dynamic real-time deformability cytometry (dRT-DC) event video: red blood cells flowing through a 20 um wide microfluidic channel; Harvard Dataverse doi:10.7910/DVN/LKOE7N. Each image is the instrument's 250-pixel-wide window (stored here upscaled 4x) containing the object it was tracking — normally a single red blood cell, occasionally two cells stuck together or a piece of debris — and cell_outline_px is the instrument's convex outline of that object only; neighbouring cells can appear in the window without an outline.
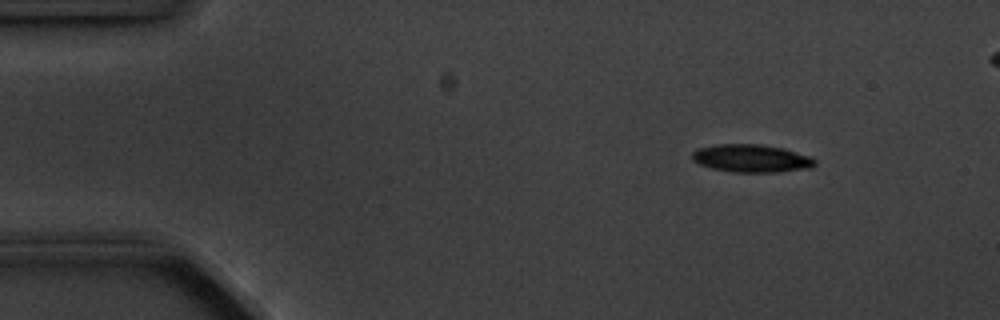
{"species": "common noctule bat (a hibernating species)", "species_latin": "Nyctalus noctula", "temperature_condition": "cold", "stored_images_in_passage": 6, "camera_frame_rate_fps": 3000, "um_per_image_px": 0.085, "animal": {"sex": "male", "body_mass_g": 20.1, "forearm_length_mm": 53.5}, "frame": {"image": 1, "passage_image": 2, "time_ms": 1.0, "image_size_px": [1000, 320], "cell_outline_px": [[816, 164], [812, 168], [780, 172], [732, 172], [712, 168], [700, 164], [692, 160], [692, 152], [700, 148], [716, 144], [760, 144], [784, 148], [812, 156], [816, 160]], "centroid_in_image_um": [63.93, 13.46], "position_along_channel_um": 21.1, "area_um2": 20.11}}
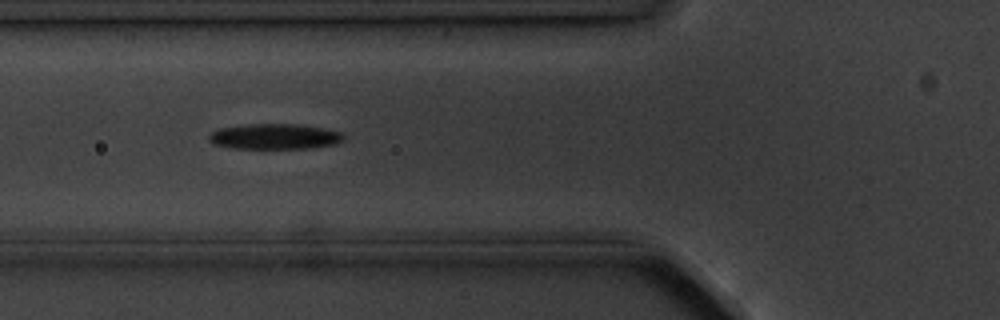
{"frame": {"image": 2, "passage_image": 5, "time_ms": 5.333, "image_size_px": [1000, 320], "cell_outline_px": [[344, 140], [336, 144], [312, 148], [232, 148], [212, 144], [208, 140], [208, 136], [212, 132], [220, 128], [244, 124], [296, 124], [324, 128], [340, 132], [344, 136]], "centroid_in_image_um": [23.33, 11.6], "position_along_channel_um": 102.5, "area_um2": 20.06}}